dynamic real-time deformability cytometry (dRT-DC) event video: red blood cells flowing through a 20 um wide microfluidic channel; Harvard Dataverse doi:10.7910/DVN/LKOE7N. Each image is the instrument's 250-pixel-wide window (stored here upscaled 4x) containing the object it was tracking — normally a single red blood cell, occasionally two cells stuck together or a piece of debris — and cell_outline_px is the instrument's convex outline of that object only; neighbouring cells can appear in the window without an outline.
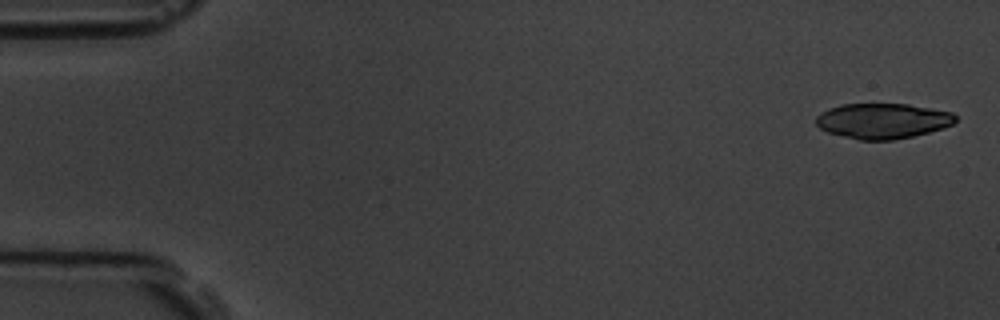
{"species": "common noctule bat (a hibernating species)", "species_latin": "Nyctalus noctula", "temperature_condition": "room temperature", "stored_images_in_passage": 5, "camera_frame_rate_fps": 3000, "um_per_image_px": 0.085, "animal": {"sex": "male", "body_mass_g": 19.5, "forearm_length_mm": 54.6}, "frame": {"image": 1, "passage_image": 1, "time_ms": 0.0, "image_size_px": [1000, 320], "cell_outline_px": [[956, 120], [952, 124], [944, 128], [912, 136], [892, 140], [860, 140], [828, 132], [820, 128], [816, 124], [816, 116], [820, 112], [828, 108], [840, 104], [908, 104], [952, 112], [956, 116]], "centroid_in_image_um": [75.01, 10.27], "position_along_channel_um": 10.0, "area_um2": 28.67}}